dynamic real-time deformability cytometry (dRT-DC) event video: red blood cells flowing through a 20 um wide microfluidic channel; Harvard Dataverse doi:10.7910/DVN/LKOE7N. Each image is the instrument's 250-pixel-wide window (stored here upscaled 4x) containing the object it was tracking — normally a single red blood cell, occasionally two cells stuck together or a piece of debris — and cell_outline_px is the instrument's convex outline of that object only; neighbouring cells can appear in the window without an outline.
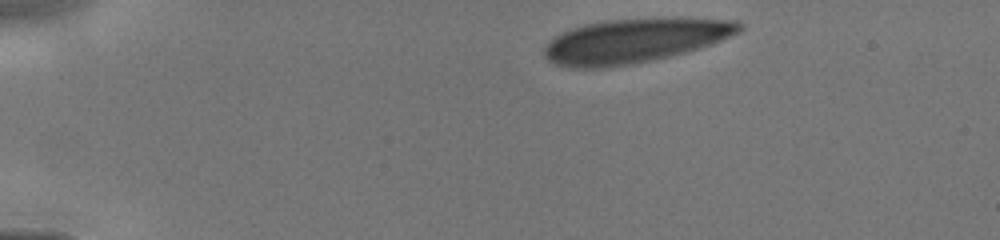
{"species": "human", "species_latin": "Homo sapiens", "temperature_condition": "cold", "stored_images_in_passage": 10, "camera_frame_rate_fps": 3000, "um_per_image_px": 0.085, "donor": {"sex": "male"}, "frame": {"image": 1, "passage_image": 1, "time_ms": 0.0, "image_size_px": [1000, 240], "cell_outline_px": [[744, 28], [740, 32], [712, 44], [688, 52], [652, 60], [632, 64], [604, 68], [572, 68], [556, 64], [548, 60], [544, 56], [544, 44], [548, 40], [560, 32], [584, 24], [604, 20], [680, 16], [736, 20], [744, 24]], "centroid_in_image_um": [53.99, 3.43], "position_along_channel_um": 31.0, "area_um2": 51.56}}
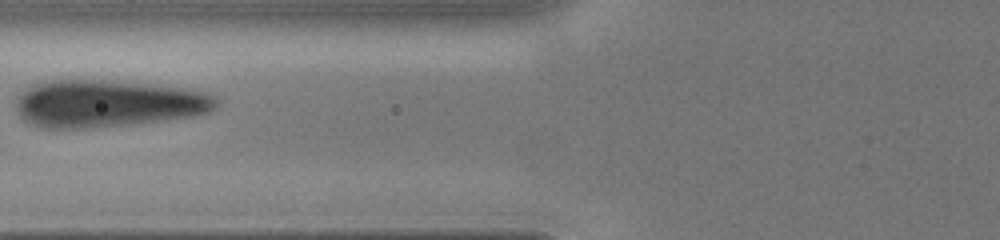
{"frame": {"image": 2, "passage_image": 6, "time_ms": 3.667, "image_size_px": [1000, 240], "cell_outline_px": [[220, 100], [216, 108], [208, 112], [192, 116], [168, 120], [132, 124], [84, 128], [40, 128], [28, 124], [20, 116], [16, 108], [16, 96], [24, 88], [32, 84], [52, 80], [104, 80], [188, 88], [208, 92], [216, 96]], "centroid_in_image_um": [9.15, 8.8], "position_along_channel_um": 116.7, "area_um2": 55.78}}
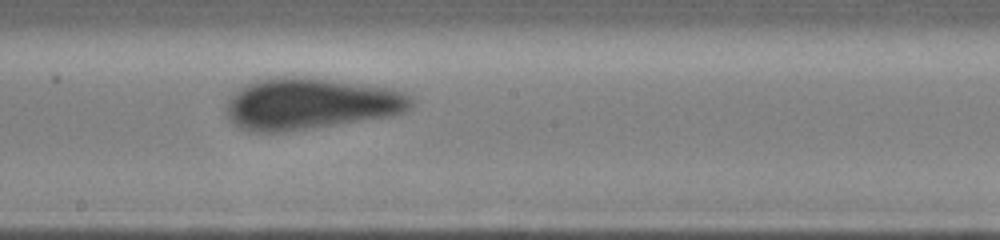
{"frame": {"image": 3, "passage_image": 9, "time_ms": 6.0, "image_size_px": [1000, 240], "cell_outline_px": [[412, 104], [404, 112], [392, 116], [284, 132], [252, 132], [240, 128], [228, 120], [224, 108], [228, 96], [244, 84], [256, 80], [276, 76], [312, 76], [368, 84], [408, 92], [412, 96]], "centroid_in_image_um": [26.34, 8.79], "position_along_channel_um": 221.9, "area_um2": 56.7}}